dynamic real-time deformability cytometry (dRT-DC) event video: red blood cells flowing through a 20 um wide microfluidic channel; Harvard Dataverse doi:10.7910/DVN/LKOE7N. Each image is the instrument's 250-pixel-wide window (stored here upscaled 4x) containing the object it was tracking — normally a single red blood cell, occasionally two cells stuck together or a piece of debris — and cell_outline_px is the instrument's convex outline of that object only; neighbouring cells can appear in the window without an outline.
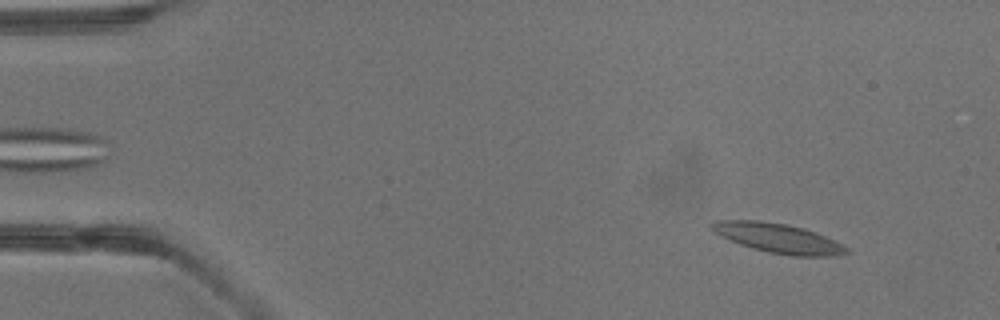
{"species": "common noctule bat (a hibernating species)", "species_latin": "Nyctalus noctula", "temperature_condition": "warm", "stored_images_in_passage": 3, "camera_frame_rate_fps": 3000, "um_per_image_px": 0.085, "animal": {"sex": "male", "body_mass_g": 13.3}, "frame": {"image": 1, "passage_image": 1, "time_ms": 0.0, "image_size_px": [1000, 320], "cell_outline_px": [[852, 252], [836, 256], [792, 256], [768, 252], [752, 248], [740, 244], [720, 236], [712, 232], [708, 228], [708, 224], [716, 220], [760, 220], [784, 224], [804, 228], [816, 232], [848, 248]], "centroid_in_image_um": [66.08, 20.24], "position_along_channel_um": 18.9, "area_um2": 23.29}}
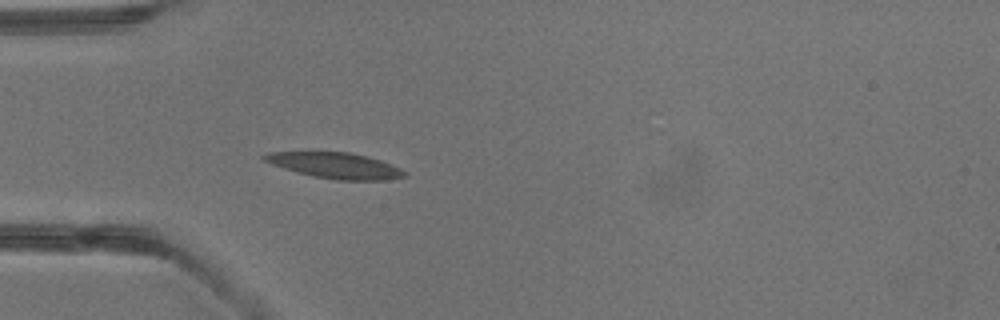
{"frame": {"image": 2, "passage_image": 3, "time_ms": 2.667, "image_size_px": [1000, 320], "cell_outline_px": [[408, 176], [388, 180], [336, 180], [312, 176], [296, 172], [272, 164], [264, 160], [260, 156], [268, 152], [348, 152], [368, 156], [392, 164], [408, 172]], "centroid_in_image_um": [28.55, 14.07], "position_along_channel_um": 56.5, "area_um2": 21.21}}